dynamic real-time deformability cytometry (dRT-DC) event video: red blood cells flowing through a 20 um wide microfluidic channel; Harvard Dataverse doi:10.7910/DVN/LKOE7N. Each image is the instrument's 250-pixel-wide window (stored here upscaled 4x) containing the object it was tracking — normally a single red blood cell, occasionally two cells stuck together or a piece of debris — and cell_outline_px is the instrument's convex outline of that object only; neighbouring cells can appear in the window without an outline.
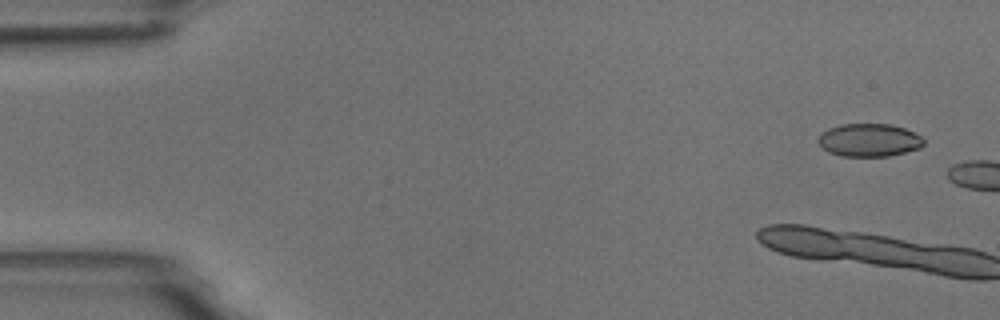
{"species": "common noctule bat (a hibernating species)", "species_latin": "Nyctalus noctula", "temperature_condition": "room temperature", "stored_images_in_passage": 12, "camera_frame_rate_fps": 3000, "um_per_image_px": 0.085, "animal": {"sex": "male", "body_mass_g": 18.8}, "frame": {"image": 1, "passage_image": 3, "time_ms": 0.667, "image_size_px": [1000, 320], "cell_outline_px": [[924, 144], [920, 148], [888, 156], [840, 156], [828, 152], [816, 140], [820, 132], [828, 128], [840, 124], [892, 124], [904, 128], [920, 136], [924, 140]], "centroid_in_image_um": [73.83, 11.9], "position_along_channel_um": 11.2, "area_um2": 20.35}}